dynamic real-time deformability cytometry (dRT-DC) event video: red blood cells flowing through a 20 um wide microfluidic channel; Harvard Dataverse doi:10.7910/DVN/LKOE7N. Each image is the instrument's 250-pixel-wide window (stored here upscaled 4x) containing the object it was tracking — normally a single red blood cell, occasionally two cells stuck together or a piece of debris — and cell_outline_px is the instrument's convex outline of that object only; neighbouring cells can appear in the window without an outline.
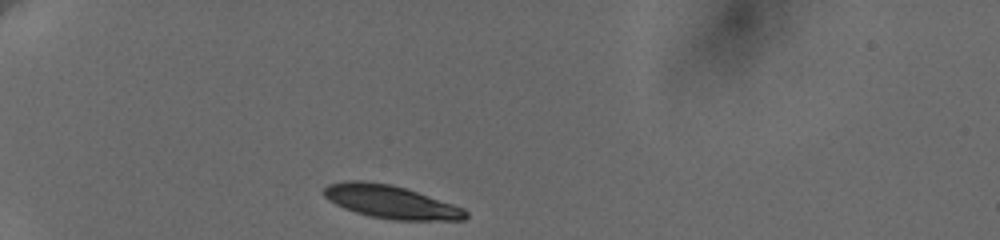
{"species": "human", "species_latin": "Homo sapiens", "temperature_condition": "cold", "stored_images_in_passage": 35, "camera_frame_rate_fps": 3000, "um_per_image_px": 0.085, "donor": {"sex": "female"}, "frame": {"image": 1, "passage_image": 1, "time_ms": 0.0, "image_size_px": [1000, 240], "cell_outline_px": [[468, 216], [464, 220], [392, 220], [372, 216], [356, 212], [344, 208], [328, 200], [324, 196], [324, 188], [328, 184], [348, 180], [364, 180], [388, 184], [404, 188], [464, 208], [468, 212]], "centroid_in_image_um": [33.2, 17.16], "position_along_channel_um": 51.8, "area_um2": 27.05}}
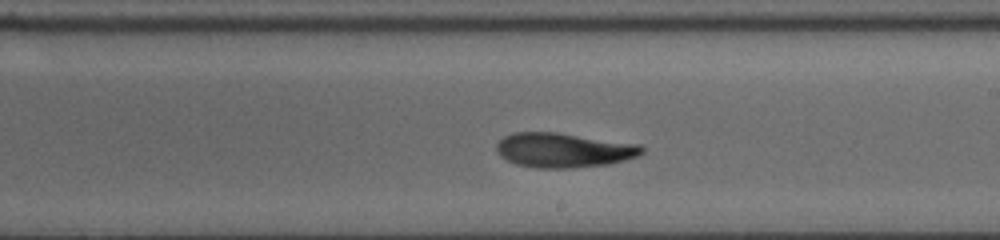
{"frame": {"image": 2, "passage_image": 20, "time_ms": 6.333, "image_size_px": [1000, 240], "cell_outline_px": [[644, 152], [640, 156], [608, 164], [572, 168], [536, 168], [516, 164], [500, 156], [496, 152], [496, 144], [504, 136], [512, 132], [556, 132], [640, 144], [644, 148]], "centroid_in_image_um": [47.91, 12.76], "position_along_channel_um": 241.1, "area_um2": 29.48}}
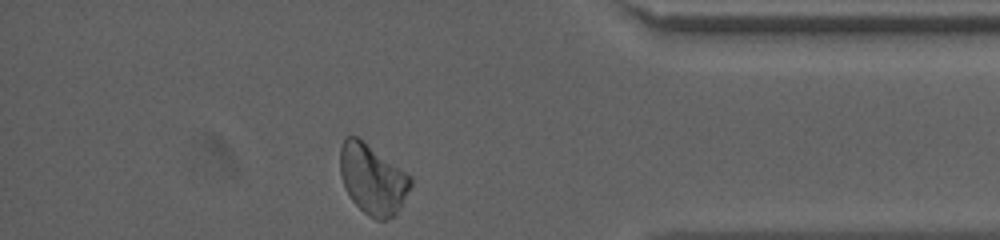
{"frame": {"image": 3, "passage_image": 35, "time_ms": 11.333, "image_size_px": [1000, 240], "cell_outline_px": [[412, 184], [400, 208], [388, 220], [376, 220], [368, 216], [352, 200], [344, 184], [340, 172], [340, 148], [344, 140], [348, 136], [356, 136], [412, 176]], "centroid_in_image_um": [31.68, 15.25], "position_along_channel_um": 403.5, "area_um2": 28.38}, "authors_computed_cell_mechanics": {"area_um2": 29.0156, "velocity_mm_per_s": 3.6073, "shape_relaxation_time_tau1_ms": 7.9058, "shape_relaxation_time_tau2_ms": 6.8315, "deformation_change_tau1": 0.1788, "deformation_change_tau2": 0.1394}}